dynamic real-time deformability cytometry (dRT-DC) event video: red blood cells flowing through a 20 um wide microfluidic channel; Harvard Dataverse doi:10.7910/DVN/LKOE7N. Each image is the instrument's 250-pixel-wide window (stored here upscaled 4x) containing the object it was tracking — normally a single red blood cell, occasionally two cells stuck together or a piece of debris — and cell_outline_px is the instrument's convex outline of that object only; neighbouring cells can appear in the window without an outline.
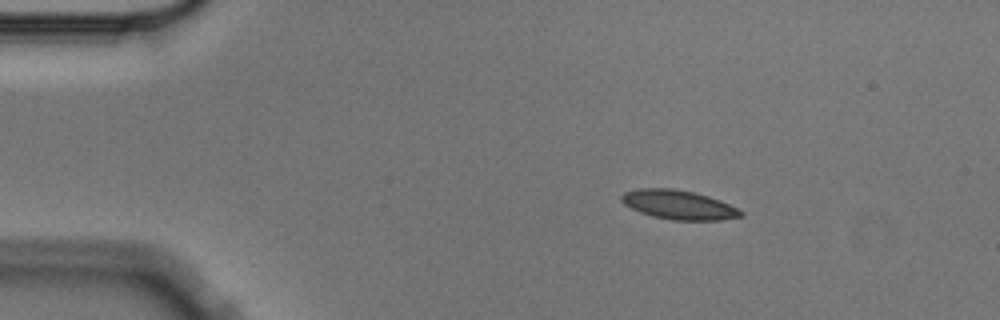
{"species": "Egyptian fruit bat (a non-hibernating species)", "species_latin": "Rousettus aegyptiacus", "temperature_condition": "cold", "stored_images_in_passage": 4, "camera_frame_rate_fps": 3000, "um_per_image_px": 0.085, "animal": {"sex": "male"}, "frame": {"image": 1, "passage_image": 2, "time_ms": 0.333, "image_size_px": [1000, 320], "cell_outline_px": [[744, 216], [720, 220], [672, 220], [652, 216], [640, 212], [624, 204], [620, 200], [620, 196], [624, 192], [640, 188], [672, 188], [692, 192], [708, 196], [720, 200], [744, 212]], "centroid_in_image_um": [57.67, 17.41], "position_along_channel_um": 27.3, "area_um2": 20.23}}